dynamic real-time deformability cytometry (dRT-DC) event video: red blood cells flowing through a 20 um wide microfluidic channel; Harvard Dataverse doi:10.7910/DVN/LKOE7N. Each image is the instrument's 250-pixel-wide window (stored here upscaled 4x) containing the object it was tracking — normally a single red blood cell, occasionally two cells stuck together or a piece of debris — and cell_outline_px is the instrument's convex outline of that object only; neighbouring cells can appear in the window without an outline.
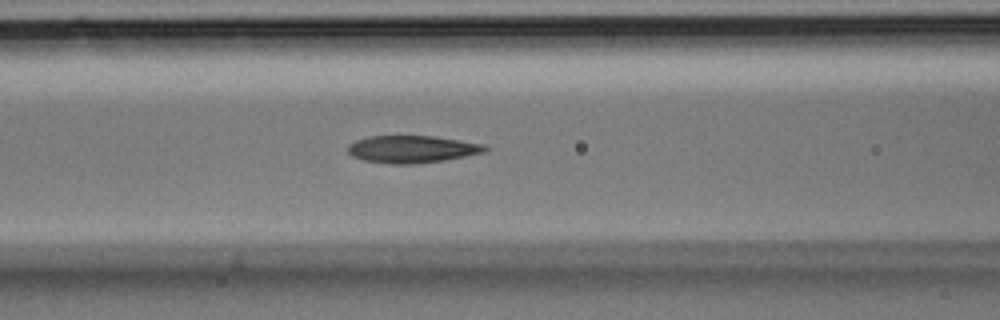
{"species": "Egyptian fruit bat (a non-hibernating species)", "species_latin": "Rousettus aegyptiacus", "temperature_condition": "room temperature", "stored_images_in_passage": 27, "camera_frame_rate_fps": 3000, "um_per_image_px": 0.085, "animal": {"sex": "male"}, "frame": {"image": 1, "passage_image": 8, "time_ms": 2.333, "image_size_px": [1000, 320], "cell_outline_px": [[488, 148], [484, 152], [444, 160], [412, 164], [392, 164], [364, 160], [352, 156], [348, 152], [348, 144], [356, 140], [368, 136], [432, 136], [488, 144]], "centroid_in_image_um": [35.03, 12.67], "position_along_channel_um": 131.6, "area_um2": 21.79}}
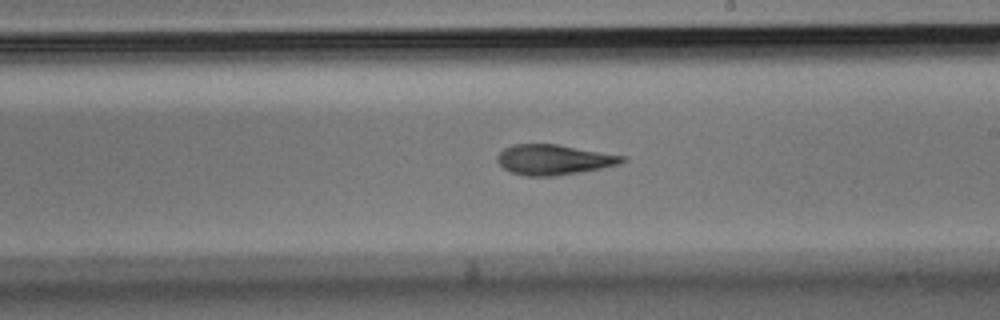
{"frame": {"image": 2, "passage_image": 14, "time_ms": 4.333, "image_size_px": [1000, 320], "cell_outline_px": [[628, 160], [620, 164], [580, 172], [556, 176], [528, 176], [512, 172], [504, 168], [496, 160], [496, 156], [504, 148], [512, 144], [556, 144], [628, 156]], "centroid_in_image_um": [47.11, 13.56], "position_along_channel_um": 241.9, "area_um2": 22.08}}
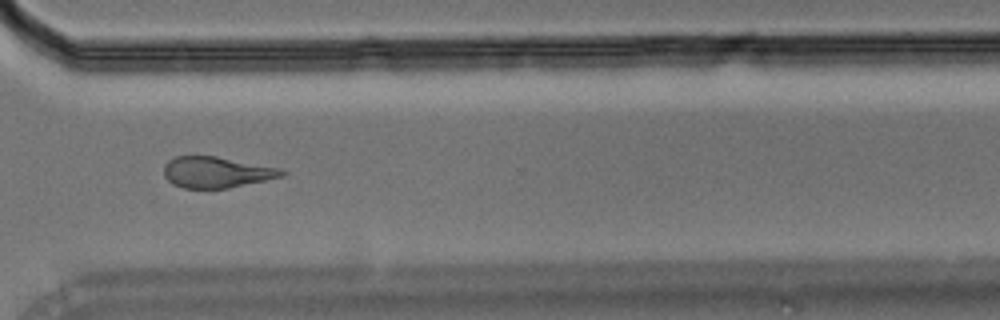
{"frame": {"image": 3, "passage_image": 20, "time_ms": 6.333, "image_size_px": [1000, 320], "cell_outline_px": [[288, 172], [284, 176], [228, 188], [184, 188], [172, 184], [164, 176], [164, 164], [168, 160], [176, 156], [216, 156], [280, 168]], "centroid_in_image_um": [18.39, 14.64], "position_along_channel_um": 352.2, "area_um2": 21.33}}